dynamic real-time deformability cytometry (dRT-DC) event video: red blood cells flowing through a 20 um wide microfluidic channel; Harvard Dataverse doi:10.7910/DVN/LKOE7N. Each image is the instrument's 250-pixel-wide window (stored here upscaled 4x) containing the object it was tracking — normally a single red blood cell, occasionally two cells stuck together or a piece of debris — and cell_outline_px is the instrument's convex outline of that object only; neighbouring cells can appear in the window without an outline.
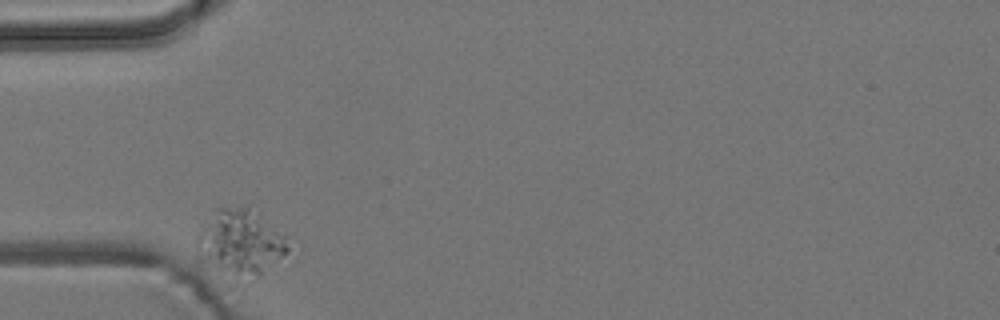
{"species": "common noctule bat (a hibernating species)", "species_latin": "Nyctalus noctula", "temperature_condition": "room temperature", "stored_images_in_passage": 5, "camera_frame_rate_fps": 3000, "um_per_image_px": 0.085, "animal": {"sex": "male", "body_mass_g": 19.2, "forearm_length_mm": 51.8}, "frame": {"image": 1, "passage_image": 1, "time_ms": 0.0, "image_size_px": [1000, 320], "cell_outline_px": [[288, 252], [256, 280], [244, 288], [232, 288], [196, 248], [196, 236], [216, 208], [248, 204], [260, 212], [284, 236], [288, 248]], "centroid_in_image_um": [20.45, 20.76], "position_along_channel_um": 64.6, "area_um2": 37.22}}
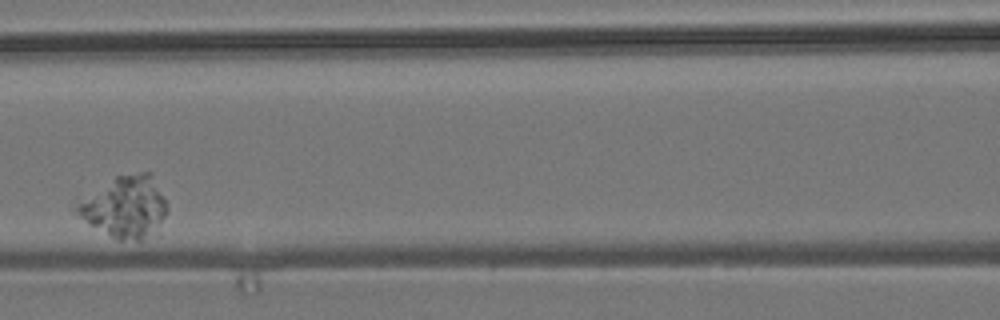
{"frame": {"image": 2, "passage_image": 3, "time_ms": 3.333, "image_size_px": [1000, 320], "cell_outline_px": [[168, 212], [140, 240], [116, 240], [80, 216], [76, 212], [76, 208], [80, 204], [116, 176], [140, 172], [152, 172], [168, 208]], "centroid_in_image_um": [10.69, 17.55], "position_along_channel_um": 155.9, "area_um2": 30.4}}
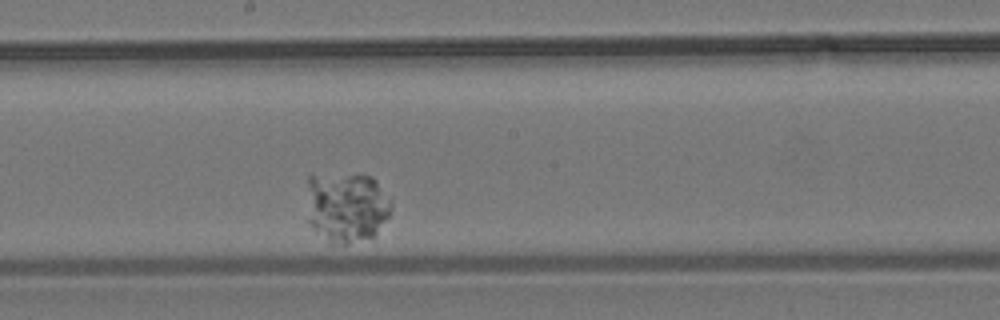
{"frame": {"image": 3, "passage_image": 5, "time_ms": 5.333, "image_size_px": [1000, 320], "cell_outline_px": [[392, 208], [388, 216], [376, 232], [372, 236], [348, 244], [328, 244], [308, 224], [308, 176], [360, 172], [372, 176], [392, 196]], "centroid_in_image_um": [29.48, 17.56], "position_along_channel_um": 218.7, "area_um2": 35.66}}